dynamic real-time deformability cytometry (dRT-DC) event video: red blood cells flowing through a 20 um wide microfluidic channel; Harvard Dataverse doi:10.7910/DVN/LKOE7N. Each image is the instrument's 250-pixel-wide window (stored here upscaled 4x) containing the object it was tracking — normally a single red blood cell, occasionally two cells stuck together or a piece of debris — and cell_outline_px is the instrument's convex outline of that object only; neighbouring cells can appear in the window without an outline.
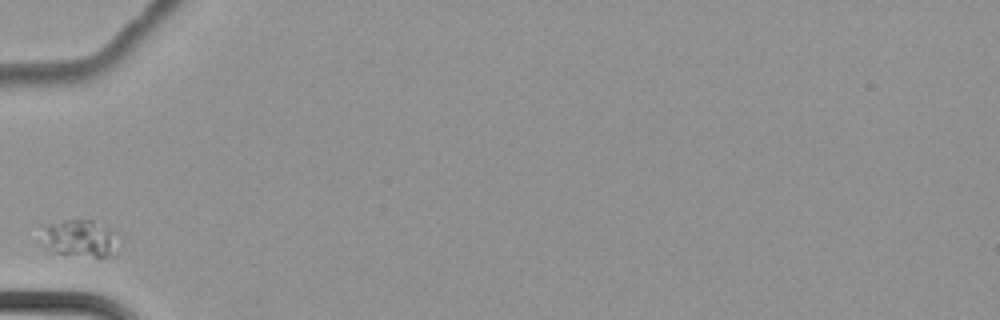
{"species": "common noctule bat (a hibernating species)", "species_latin": "Nyctalus noctula", "temperature_condition": "cold", "stored_images_in_passage": 7, "camera_frame_rate_fps": 3000, "um_per_image_px": 0.085, "animal": {"sex": "female", "body_mass_g": 22.7, "forearm_length_mm": 54.2}, "frame": {"image": 1, "passage_image": 1, "time_ms": 0.0, "image_size_px": [1000, 320], "cell_outline_px": [[108, 256], [96, 256], [48, 252], [48, 224], [64, 220], [92, 220], [108, 232]], "centroid_in_image_um": [6.62, 20.24], "position_along_channel_um": 78.4, "area_um2": 13.99}}
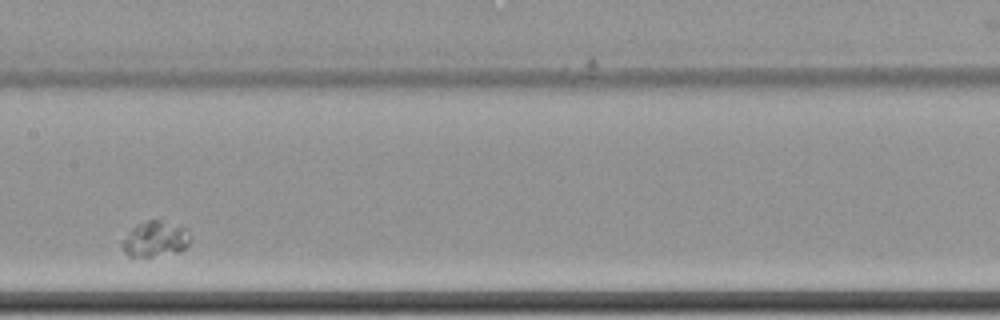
{"frame": {"image": 2, "passage_image": 4, "time_ms": 1.0, "image_size_px": [1000, 320], "cell_outline_px": [[192, 236], [188, 244], [180, 252], [148, 256], [128, 256], [124, 252], [120, 244], [120, 240], [136, 224], [148, 220], [156, 220], [184, 228]], "centroid_in_image_um": [13.14, 20.33], "position_along_channel_um": 194.3, "area_um2": 13.99}}
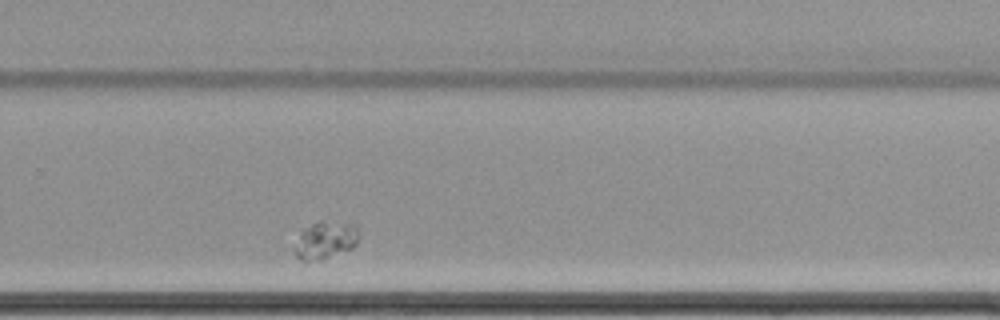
{"frame": {"image": 3, "passage_image": 7, "time_ms": 2.0, "image_size_px": [1000, 320], "cell_outline_px": [[360, 232], [356, 244], [352, 248], [324, 260], [300, 260], [296, 256], [292, 248], [304, 228], [320, 220], [352, 224]], "centroid_in_image_um": [27.64, 20.43], "position_along_channel_um": 302.2, "area_um2": 14.16}}